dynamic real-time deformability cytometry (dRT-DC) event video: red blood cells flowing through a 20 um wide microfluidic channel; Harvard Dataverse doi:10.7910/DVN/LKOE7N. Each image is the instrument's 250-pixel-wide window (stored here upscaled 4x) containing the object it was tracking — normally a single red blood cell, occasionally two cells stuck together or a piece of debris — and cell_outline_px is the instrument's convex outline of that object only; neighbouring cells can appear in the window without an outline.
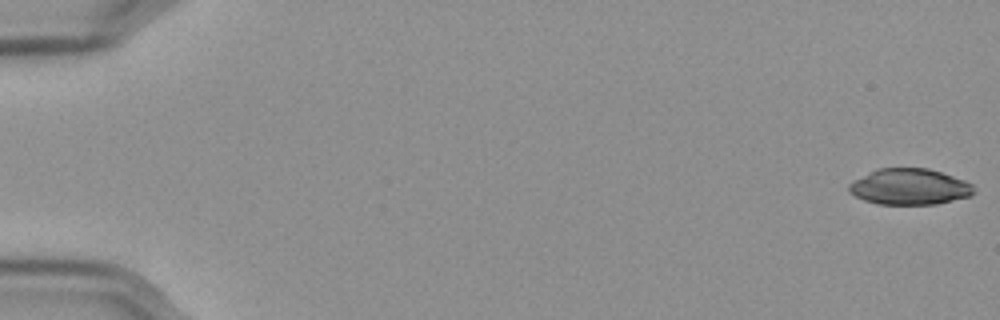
{"species": "Egyptian fruit bat (a non-hibernating species)", "species_latin": "Rousettus aegyptiacus", "temperature_condition": "cold", "stored_images_in_passage": 58, "segment_of_instrument_passage": [1, 2], "camera_frame_rate_fps": 3000, "um_per_image_px": 0.085, "frame": {"image": 1, "passage_image": 1, "time_ms": 0.0, "image_size_px": [1000, 320], "cell_outline_px": [[976, 192], [972, 196], [936, 204], [876, 204], [864, 200], [848, 192], [848, 184], [876, 168], [928, 168], [964, 180], [972, 184]], "centroid_in_image_um": [77.32, 15.88], "position_along_channel_um": 7.7, "area_um2": 26.3}}
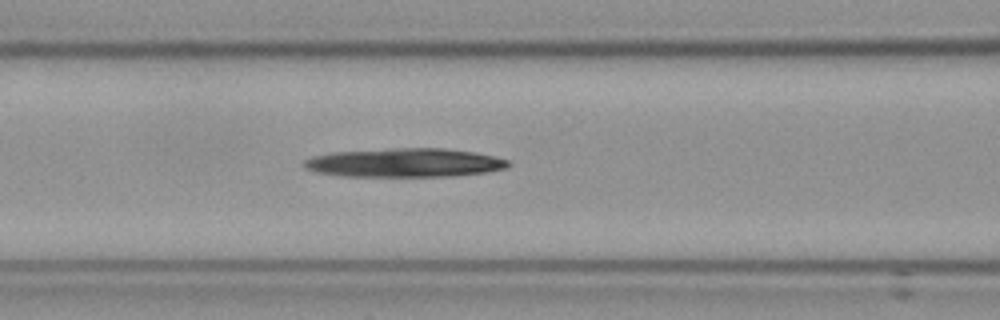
{"frame": {"image": 2, "passage_image": 25, "time_ms": 8.0, "image_size_px": [1000, 320], "cell_outline_px": [[512, 164], [508, 168], [488, 172], [448, 176], [344, 176], [316, 172], [304, 168], [300, 164], [304, 160], [312, 156], [332, 152], [392, 148], [444, 148], [476, 152], [496, 156], [508, 160]], "centroid_in_image_um": [34.41, 13.82], "position_along_channel_um": 132.2, "area_um2": 34.62}}
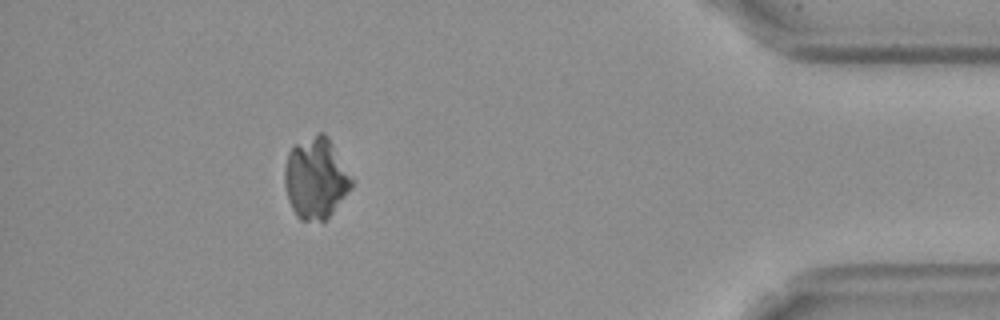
{"frame": {"image": 3, "passage_image": 52, "time_ms": 17.0, "image_size_px": [1000, 320], "cell_outline_px": [[356, 180], [352, 188], [332, 212], [324, 220], [300, 220], [296, 216], [288, 200], [284, 184], [284, 172], [288, 152], [296, 144], [316, 132], [324, 132], [328, 136]], "centroid_in_image_um": [26.87, 15.11], "position_along_channel_um": 408.3, "area_um2": 32.08}}